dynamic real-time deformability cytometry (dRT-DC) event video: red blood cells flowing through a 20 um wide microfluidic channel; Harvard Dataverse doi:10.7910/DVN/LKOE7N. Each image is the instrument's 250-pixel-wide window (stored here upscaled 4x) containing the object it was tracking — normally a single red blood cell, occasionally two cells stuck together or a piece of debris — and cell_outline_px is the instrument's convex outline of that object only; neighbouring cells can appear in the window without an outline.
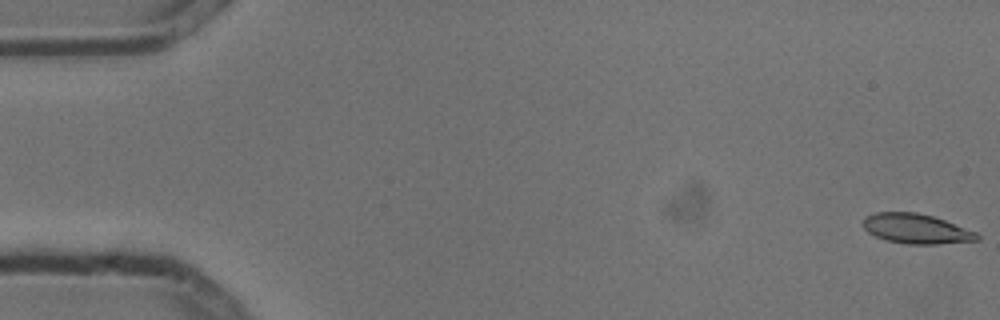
{"species": "common noctule bat (a hibernating species)", "species_latin": "Nyctalus noctula", "temperature_condition": "cold", "stored_images_in_passage": 6, "camera_frame_rate_fps": 3000, "um_per_image_px": 0.085, "animal": {"sex": "male", "body_mass_g": 13.3}, "frame": {"image": 1, "passage_image": 1, "time_ms": 0.0, "image_size_px": [1000, 320], "cell_outline_px": [[980, 240], [940, 244], [904, 244], [888, 240], [876, 236], [868, 232], [864, 228], [864, 216], [876, 212], [916, 212], [932, 216], [944, 220], [976, 232], [980, 236]], "centroid_in_image_um": [77.88, 19.44], "position_along_channel_um": 7.1, "area_um2": 19.71}}